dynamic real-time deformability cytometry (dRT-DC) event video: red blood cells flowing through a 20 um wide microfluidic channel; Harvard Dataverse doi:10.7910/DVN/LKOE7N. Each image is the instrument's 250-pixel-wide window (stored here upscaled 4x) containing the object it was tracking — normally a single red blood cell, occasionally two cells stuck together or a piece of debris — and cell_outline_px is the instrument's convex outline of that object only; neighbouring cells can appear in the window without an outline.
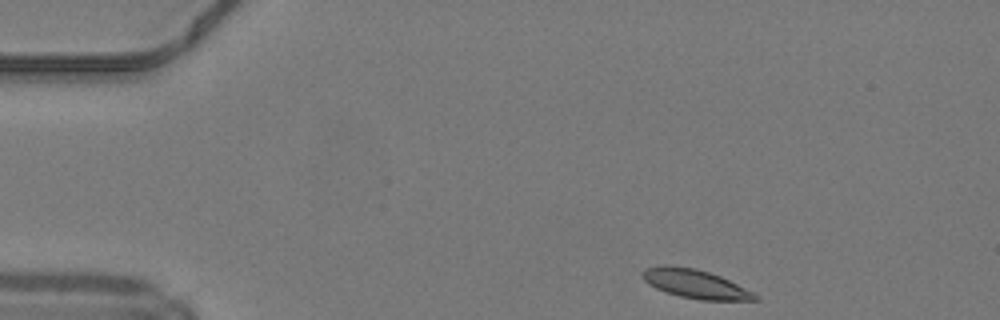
{"species": "common noctule bat (a hibernating species)", "species_latin": "Nyctalus noctula", "temperature_condition": "warm", "stored_images_in_passage": 43, "camera_frame_rate_fps": 3000, "um_per_image_px": 0.085, "animal": {"sex": "male", "body_mass_g": 19.2, "forearm_length_mm": 51.8}, "frame": {"image": 1, "passage_image": 1, "time_ms": 0.0, "image_size_px": [1000, 320], "cell_outline_px": [[760, 300], [700, 300], [680, 296], [656, 288], [648, 284], [644, 280], [644, 268], [664, 264], [668, 264], [696, 268], [720, 276], [752, 292]], "centroid_in_image_um": [59.06, 24.11], "position_along_channel_um": 25.9, "area_um2": 18.61}}
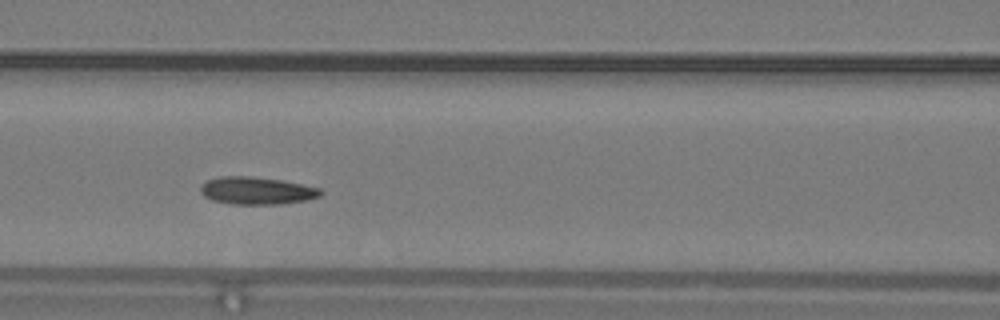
{"frame": {"image": 2, "passage_image": 15, "time_ms": 4.667, "image_size_px": [1000, 320], "cell_outline_px": [[324, 192], [320, 196], [308, 200], [280, 204], [232, 204], [212, 200], [204, 196], [200, 192], [200, 188], [208, 180], [220, 176], [248, 176], [280, 180], [320, 188]], "centroid_in_image_um": [21.83, 16.21], "position_along_channel_um": 144.8, "area_um2": 19.13}}
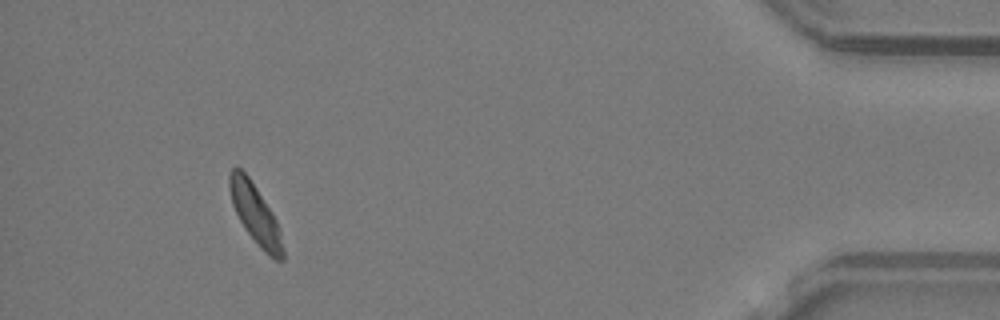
{"frame": {"image": 3, "passage_image": 39, "time_ms": 12.667, "image_size_px": [1000, 320], "cell_outline_px": [[284, 260], [276, 260], [244, 228], [232, 204], [228, 184], [228, 172], [236, 164], [248, 176], [272, 212], [276, 220], [284, 252]], "centroid_in_image_um": [21.65, 18.08], "position_along_channel_um": 413.6, "area_um2": 17.8}, "authors_computed_cell_mechanics": {"area_um2": 18.785, "velocity_mm_per_s": 4.1756, "shape_relaxation_time_tau1_ms": 8.511, "shape_relaxation_time_tau2_ms": 1.735, "deformation_change_tau1": 0.1824, "deformation_change_tau2": 0.0714}}